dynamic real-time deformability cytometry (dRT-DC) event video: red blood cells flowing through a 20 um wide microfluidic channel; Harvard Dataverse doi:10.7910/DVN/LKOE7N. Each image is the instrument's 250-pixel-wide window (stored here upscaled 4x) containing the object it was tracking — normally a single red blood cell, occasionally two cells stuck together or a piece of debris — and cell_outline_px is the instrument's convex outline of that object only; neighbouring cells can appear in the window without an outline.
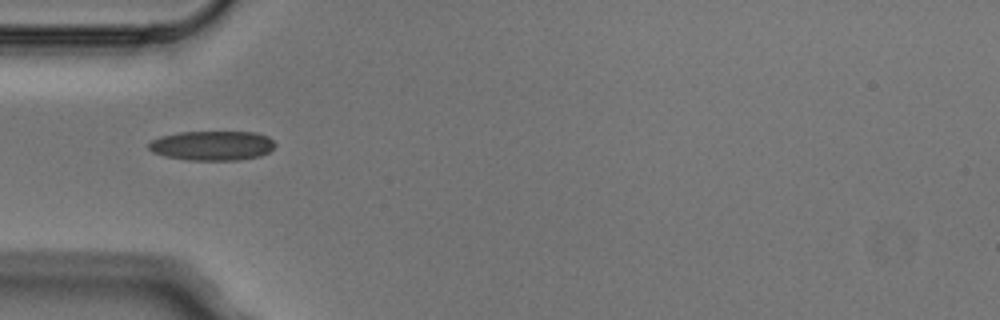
{"species": "Egyptian fruit bat (a non-hibernating species)", "species_latin": "Rousettus aegyptiacus", "temperature_condition": "cold", "stored_images_in_passage": 6, "camera_frame_rate_fps": 3000, "um_per_image_px": 0.085, "animal": {"sex": "male"}, "frame": {"image": 1, "passage_image": 5, "time_ms": 1.333, "image_size_px": [1000, 320], "cell_outline_px": [[276, 144], [268, 152], [260, 156], [236, 160], [188, 160], [164, 156], [152, 152], [148, 148], [148, 144], [152, 140], [160, 136], [180, 132], [256, 132], [268, 136]], "centroid_in_image_um": [18.02, 12.37], "position_along_channel_um": 67.0, "area_um2": 21.79}}
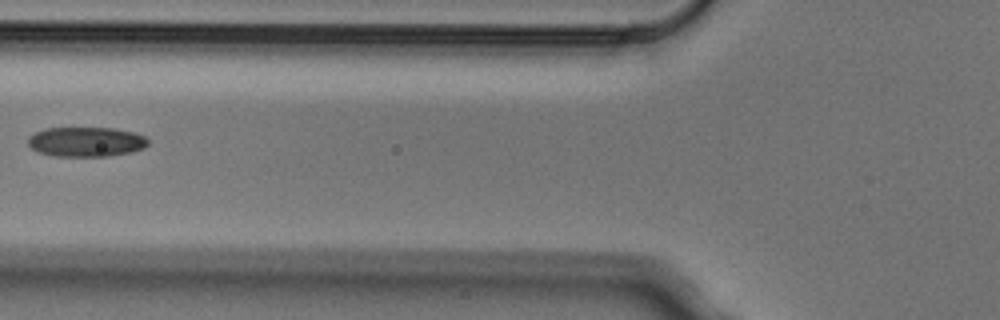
{"frame": {"image": 2, "passage_image": 6, "time_ms": 1.667, "image_size_px": [1000, 320], "cell_outline_px": [[148, 144], [144, 148], [132, 152], [108, 156], [56, 156], [36, 152], [28, 144], [28, 136], [44, 128], [112, 128], [136, 132], [144, 136], [148, 140]], "centroid_in_image_um": [7.32, 12.05], "position_along_channel_um": 118.5, "area_um2": 20.92}}